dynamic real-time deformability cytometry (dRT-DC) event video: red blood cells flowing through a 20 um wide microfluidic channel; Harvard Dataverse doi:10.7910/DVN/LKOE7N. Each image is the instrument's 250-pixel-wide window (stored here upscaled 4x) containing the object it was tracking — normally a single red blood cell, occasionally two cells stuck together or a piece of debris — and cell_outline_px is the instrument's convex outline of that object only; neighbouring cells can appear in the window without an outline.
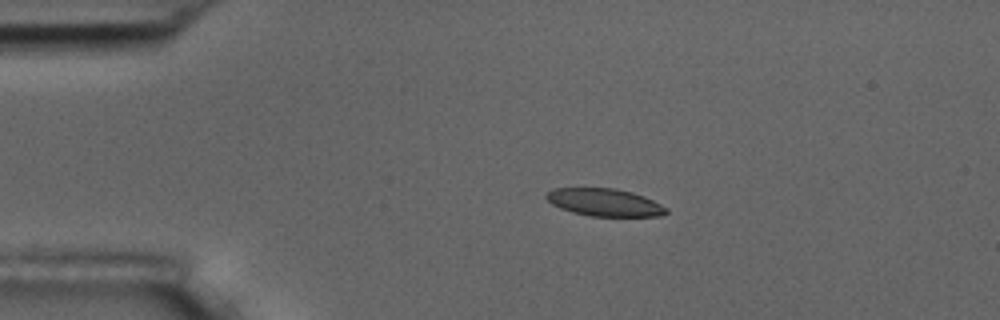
{"species": "common noctule bat (a hibernating species)", "species_latin": "Nyctalus noctula", "temperature_condition": "room temperature", "stored_images_in_passage": 3, "camera_frame_rate_fps": 3000, "um_per_image_px": 0.085, "animal": {"sex": "male", "body_mass_g": 17.5, "forearm_length_mm": 52.3}, "frame": {"image": 1, "passage_image": 1, "time_ms": 0.0, "image_size_px": [1000, 320], "cell_outline_px": [[668, 212], [660, 216], [592, 216], [572, 212], [560, 208], [552, 204], [544, 196], [552, 188], [616, 188], [632, 192], [644, 196], [668, 208]], "centroid_in_image_um": [51.38, 17.2], "position_along_channel_um": 33.6, "area_um2": 19.25}}
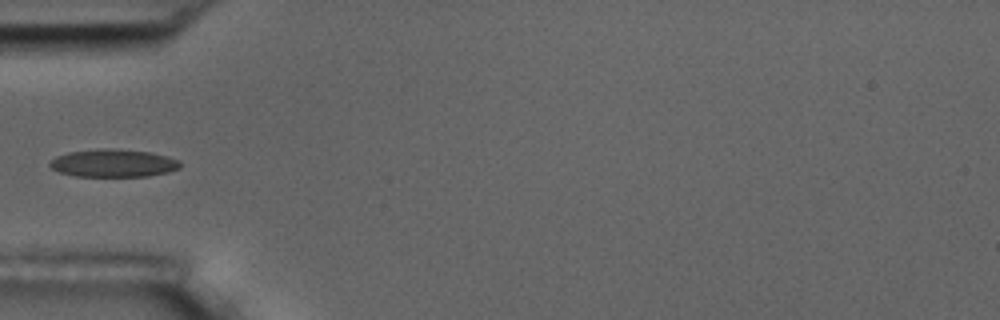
{"frame": {"image": 2, "passage_image": 3, "time_ms": 2.333, "image_size_px": [1000, 320], "cell_outline_px": [[180, 168], [168, 172], [148, 176], [76, 176], [60, 172], [52, 168], [48, 164], [56, 156], [68, 152], [96, 148], [112, 148], [148, 152], [168, 156], [180, 160]], "centroid_in_image_um": [9.64, 13.86], "position_along_channel_um": 75.4, "area_um2": 21.15}}